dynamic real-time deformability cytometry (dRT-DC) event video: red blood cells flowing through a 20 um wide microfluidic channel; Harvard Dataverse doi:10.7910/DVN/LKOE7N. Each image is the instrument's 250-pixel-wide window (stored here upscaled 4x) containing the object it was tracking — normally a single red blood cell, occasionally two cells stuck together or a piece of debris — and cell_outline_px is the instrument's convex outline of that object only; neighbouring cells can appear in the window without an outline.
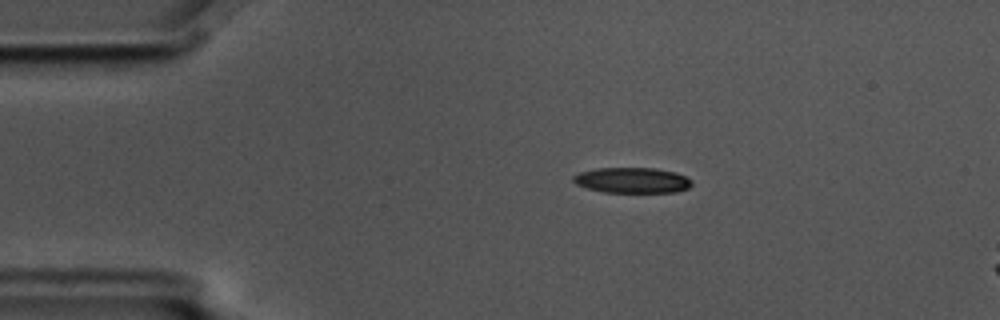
{"species": "common noctule bat (a hibernating species)", "species_latin": "Nyctalus noctula", "temperature_condition": "cold", "stored_images_in_passage": 15, "camera_frame_rate_fps": 3000, "um_per_image_px": 0.085, "animal": {"sex": "male", "body_mass_g": 17.5, "forearm_length_mm": 52.3}, "frame": {"image": 1, "passage_image": 9, "time_ms": 2.667, "image_size_px": [1000, 320], "cell_outline_px": [[692, 184], [688, 188], [676, 192], [604, 192], [588, 188], [576, 184], [572, 180], [572, 176], [580, 172], [596, 168], [656, 168], [676, 172], [692, 180]], "centroid_in_image_um": [53.74, 15.32], "position_along_channel_um": 31.3, "area_um2": 17.63}}